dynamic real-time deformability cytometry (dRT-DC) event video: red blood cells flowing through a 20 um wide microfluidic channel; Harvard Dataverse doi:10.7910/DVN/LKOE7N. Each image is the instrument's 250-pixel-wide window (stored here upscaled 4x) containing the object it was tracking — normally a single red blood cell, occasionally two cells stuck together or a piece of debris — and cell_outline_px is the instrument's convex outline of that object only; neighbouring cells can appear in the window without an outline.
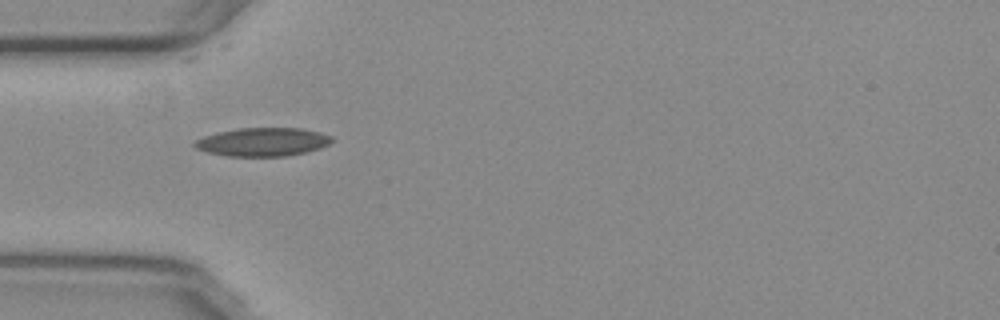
{"species": "common noctule bat (a hibernating species)", "species_latin": "Nyctalus noctula", "temperature_condition": "warm", "stored_images_in_passage": 39, "camera_frame_rate_fps": 3000, "um_per_image_px": 0.085, "animal": {"sex": "female", "body_mass_g": 29.2, "forearm_length_mm": 56.3}, "frame": {"image": 1, "passage_image": 1, "time_ms": 0.0, "image_size_px": [1000, 320], "cell_outline_px": [[332, 140], [328, 144], [320, 148], [304, 152], [284, 156], [228, 156], [208, 152], [196, 148], [192, 144], [196, 140], [204, 136], [220, 132], [240, 128], [304, 128], [320, 132], [332, 136]], "centroid_in_image_um": [22.34, 12.06], "position_along_channel_um": 62.7, "area_um2": 22.54}}
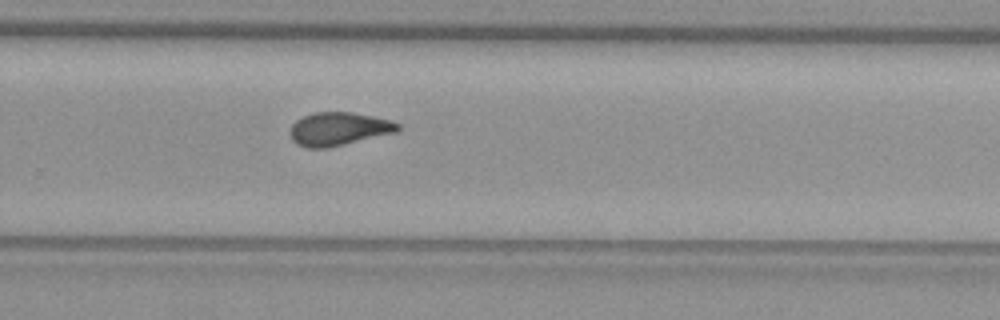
{"frame": {"image": 2, "passage_image": 20, "time_ms": 6.333, "image_size_px": [1000, 320], "cell_outline_px": [[400, 128], [396, 132], [328, 148], [308, 148], [296, 144], [292, 140], [288, 132], [292, 124], [296, 120], [312, 112], [352, 112], [392, 120], [400, 124]], "centroid_in_image_um": [28.76, 10.96], "position_along_channel_um": 301.0, "area_um2": 21.04}}
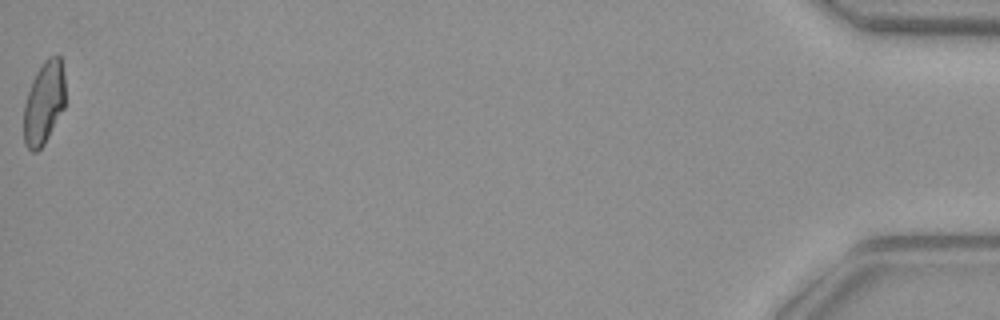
{"frame": {"image": 3, "passage_image": 39, "time_ms": 12.667, "image_size_px": [1000, 320], "cell_outline_px": [[64, 108], [44, 144], [36, 152], [32, 152], [24, 144], [24, 104], [32, 80], [36, 72], [44, 60], [48, 56], [56, 52], [60, 56], [64, 76]], "centroid_in_image_um": [3.73, 8.71], "position_along_channel_um": 431.5, "area_um2": 20.11}, "authors_computed_cell_mechanics": {"area_um2": 20.8658, "velocity_mm_per_s": 3.7723, "shape_relaxation_time_tau1_ms": null, "shape_relaxation_time_tau2_ms": 2.6809, "deformation_change_tau1": null, "deformation_change_tau2": 0.1011}}